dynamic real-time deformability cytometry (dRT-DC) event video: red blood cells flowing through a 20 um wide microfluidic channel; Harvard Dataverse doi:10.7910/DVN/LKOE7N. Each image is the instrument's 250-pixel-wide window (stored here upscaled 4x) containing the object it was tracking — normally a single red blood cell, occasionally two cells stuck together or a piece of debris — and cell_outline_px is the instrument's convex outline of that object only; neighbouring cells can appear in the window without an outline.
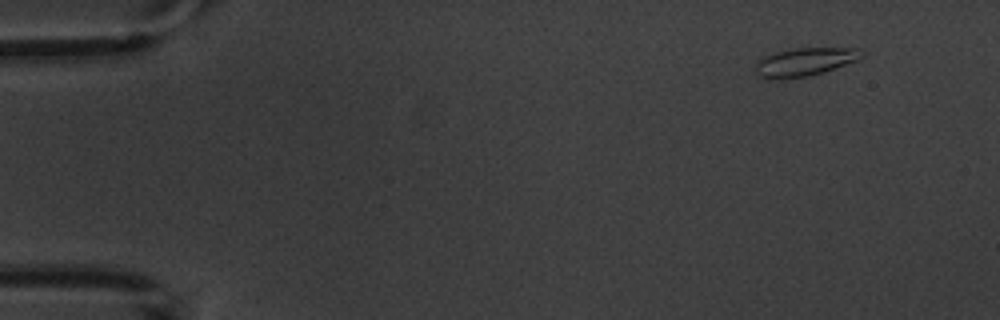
{"species": "common noctule bat (a hibernating species)", "species_latin": "Nyctalus noctula", "temperature_condition": "warm", "stored_images_in_passage": 4, "camera_frame_rate_fps": 3000, "um_per_image_px": 0.085, "animal": {"sex": "male", "body_mass_g": 20.1, "forearm_length_mm": 53.5}, "frame": {"image": 1, "passage_image": 1, "time_ms": 0.0, "image_size_px": [1000, 320], "cell_outline_px": [[864, 56], [856, 60], [824, 72], [808, 76], [776, 80], [764, 80], [756, 76], [756, 60], [764, 56], [788, 48], [860, 48], [864, 52]], "centroid_in_image_um": [68.33, 5.27], "position_along_channel_um": 16.7, "area_um2": 17.86}}
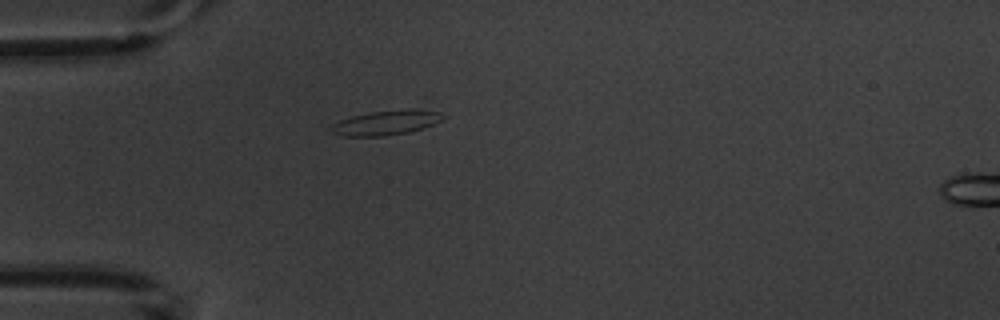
{"frame": {"image": 2, "passage_image": 4, "time_ms": 3.667, "image_size_px": [1000, 320], "cell_outline_px": [[448, 116], [432, 124], [408, 132], [384, 136], [340, 136], [328, 132], [328, 128], [332, 124], [340, 120], [352, 116], [368, 112], [408, 108], [436, 112]], "centroid_in_image_um": [32.72, 10.43], "position_along_channel_um": 52.3, "area_um2": 16.13}}